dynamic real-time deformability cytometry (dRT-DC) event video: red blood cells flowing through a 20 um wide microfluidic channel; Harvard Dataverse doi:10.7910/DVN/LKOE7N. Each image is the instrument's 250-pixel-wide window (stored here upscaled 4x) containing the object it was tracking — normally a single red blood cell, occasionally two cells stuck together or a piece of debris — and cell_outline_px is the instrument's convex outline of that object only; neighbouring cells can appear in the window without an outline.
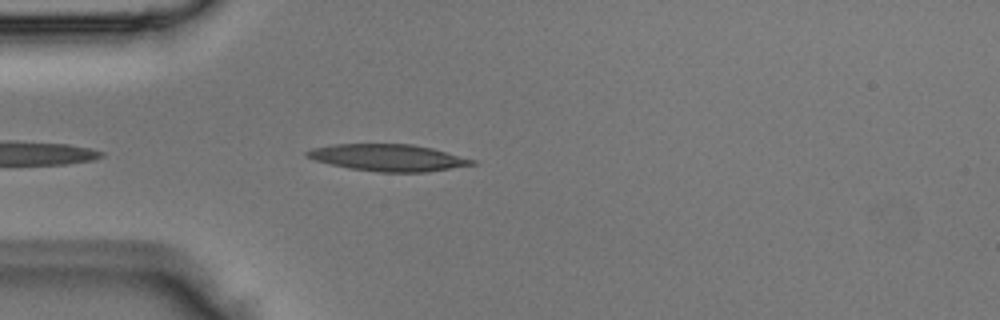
{"species": "Egyptian fruit bat (a non-hibernating species)", "species_latin": "Rousettus aegyptiacus", "temperature_condition": "room temperature", "stored_images_in_passage": 2, "camera_frame_rate_fps": 3000, "um_per_image_px": 0.085, "animal": {"sex": "male"}, "frame": {"image": 1, "passage_image": 2, "time_ms": 0.333, "image_size_px": [1000, 320], "cell_outline_px": [[476, 164], [428, 172], [380, 172], [348, 168], [316, 160], [308, 156], [304, 152], [312, 148], [332, 144], [412, 144], [432, 148], [476, 160]], "centroid_in_image_um": [33.01, 13.4], "position_along_channel_um": 52.0, "area_um2": 25.66}}